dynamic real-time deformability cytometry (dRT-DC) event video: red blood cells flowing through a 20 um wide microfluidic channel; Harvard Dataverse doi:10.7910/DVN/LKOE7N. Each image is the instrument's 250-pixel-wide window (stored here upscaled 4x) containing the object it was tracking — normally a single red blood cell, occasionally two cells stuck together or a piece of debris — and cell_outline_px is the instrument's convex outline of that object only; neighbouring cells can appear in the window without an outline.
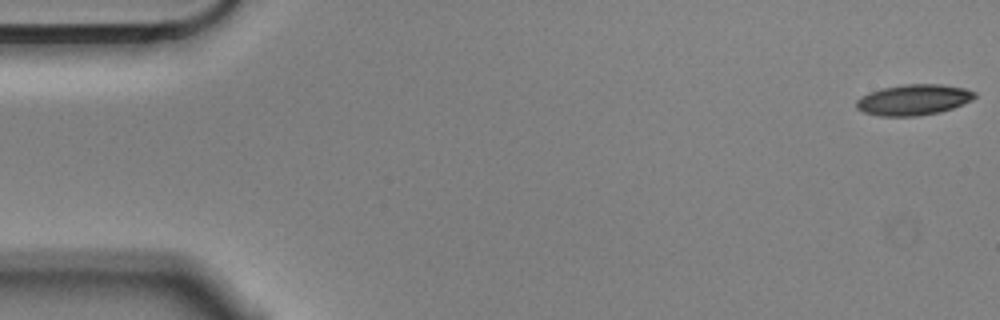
{"species": "Egyptian fruit bat (a non-hibernating species)", "species_latin": "Rousettus aegyptiacus", "temperature_condition": "cold", "stored_images_in_passage": 5, "camera_frame_rate_fps": 3000, "um_per_image_px": 0.085, "animal": {"sex": "male"}, "frame": {"image": 1, "passage_image": 1, "time_ms": 0.0, "image_size_px": [1000, 320], "cell_outline_px": [[976, 96], [972, 100], [952, 108], [940, 112], [920, 116], [880, 116], [864, 112], [856, 108], [856, 100], [860, 96], [868, 92], [884, 88], [904, 84], [940, 84], [964, 88], [976, 92]], "centroid_in_image_um": [77.64, 8.48], "position_along_channel_um": 7.4, "area_um2": 21.27}}
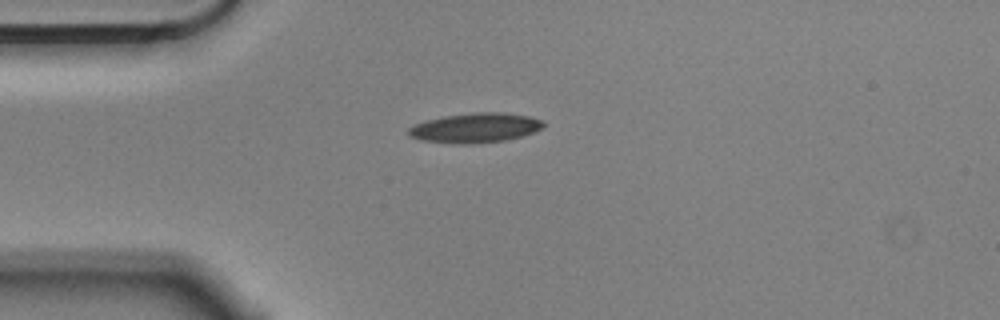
{"frame": {"image": 2, "passage_image": 4, "time_ms": 1.0, "image_size_px": [1000, 320], "cell_outline_px": [[544, 124], [536, 132], [504, 140], [468, 144], [460, 144], [420, 140], [408, 136], [408, 128], [416, 124], [428, 120], [444, 116], [476, 112], [504, 112], [528, 116], [544, 120]], "centroid_in_image_um": [40.4, 10.86], "position_along_channel_um": 44.6, "area_um2": 23.18}}
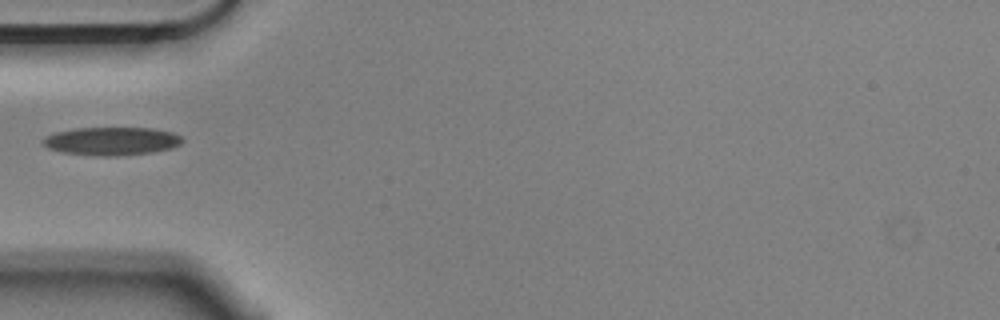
{"frame": {"image": 3, "passage_image": 5, "time_ms": 1.333, "image_size_px": [1000, 320], "cell_outline_px": [[184, 140], [180, 144], [172, 148], [152, 152], [116, 156], [100, 156], [60, 152], [48, 148], [40, 144], [40, 140], [44, 136], [56, 132], [76, 128], [152, 128], [172, 132], [180, 136]], "centroid_in_image_um": [9.44, 12.0], "position_along_channel_um": 75.6, "area_um2": 23.06}}